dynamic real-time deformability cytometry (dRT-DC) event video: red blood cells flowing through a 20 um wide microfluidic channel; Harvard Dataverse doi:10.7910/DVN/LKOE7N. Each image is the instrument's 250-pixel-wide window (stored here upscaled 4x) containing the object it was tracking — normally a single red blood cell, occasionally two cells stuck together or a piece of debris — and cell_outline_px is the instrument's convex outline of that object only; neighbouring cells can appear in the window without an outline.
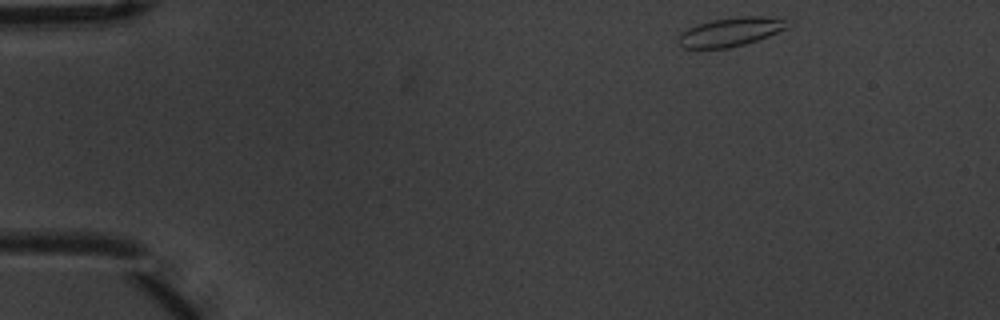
{"species": "common noctule bat (a hibernating species)", "species_latin": "Nyctalus noctula", "temperature_condition": "warm", "stored_images_in_passage": 4, "segment_of_instrument_passage": [1, 2], "camera_frame_rate_fps": 3000, "um_per_image_px": 0.085, "animal": {"sex": "male", "body_mass_g": 20.1, "forearm_length_mm": 53.5}, "frame": {"image": 1, "passage_image": 1, "time_ms": 0.0, "image_size_px": [1000, 320], "cell_outline_px": [[784, 28], [768, 36], [744, 44], [728, 48], [680, 48], [676, 40], [680, 32], [696, 24], [712, 20], [736, 16], [764, 16], [784, 20]], "centroid_in_image_um": [61.94, 2.72], "position_along_channel_um": 23.1, "area_um2": 18.09}}